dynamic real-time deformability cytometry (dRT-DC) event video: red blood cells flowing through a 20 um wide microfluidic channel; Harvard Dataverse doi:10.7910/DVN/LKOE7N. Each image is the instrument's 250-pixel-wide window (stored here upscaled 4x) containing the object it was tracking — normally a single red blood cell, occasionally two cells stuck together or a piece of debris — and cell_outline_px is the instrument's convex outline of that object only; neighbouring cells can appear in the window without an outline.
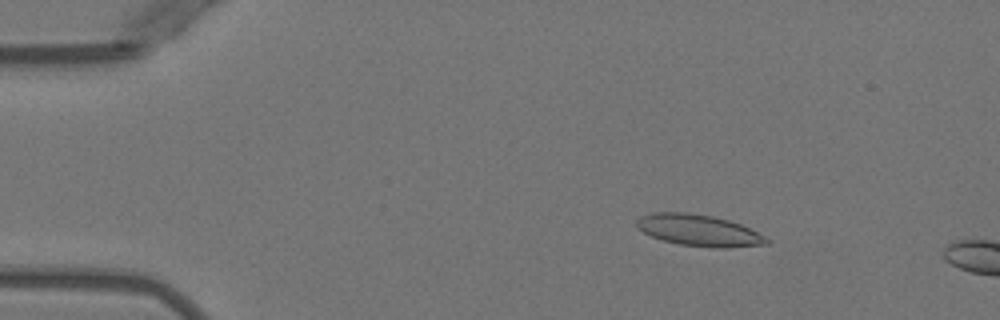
{"species": "Egyptian fruit bat (a non-hibernating species)", "species_latin": "Rousettus aegyptiacus", "temperature_condition": "warm", "stored_images_in_passage": 5, "camera_frame_rate_fps": 3000, "um_per_image_px": 0.085, "animal": {"sex": "female"}, "frame": {"image": 1, "passage_image": 3, "time_ms": 2.333, "image_size_px": [1000, 320], "cell_outline_px": [[772, 240], [768, 244], [728, 248], [712, 248], [680, 244], [664, 240], [652, 236], [636, 228], [636, 220], [640, 216], [652, 212], [688, 212], [712, 216], [728, 220], [740, 224]], "centroid_in_image_um": [59.39, 19.58], "position_along_channel_um": 25.6, "area_um2": 23.87}}
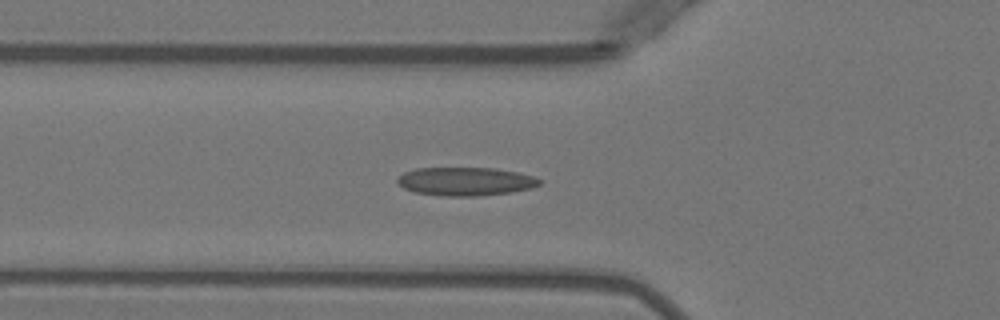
{"frame": {"image": 2, "passage_image": 5, "time_ms": 5.667, "image_size_px": [1000, 320], "cell_outline_px": [[540, 184], [532, 188], [512, 192], [476, 196], [448, 196], [416, 192], [404, 188], [396, 184], [396, 180], [404, 172], [416, 168], [496, 168], [516, 172], [532, 176], [540, 180]], "centroid_in_image_um": [39.55, 15.42], "position_along_channel_um": 86.3, "area_um2": 23.41}}